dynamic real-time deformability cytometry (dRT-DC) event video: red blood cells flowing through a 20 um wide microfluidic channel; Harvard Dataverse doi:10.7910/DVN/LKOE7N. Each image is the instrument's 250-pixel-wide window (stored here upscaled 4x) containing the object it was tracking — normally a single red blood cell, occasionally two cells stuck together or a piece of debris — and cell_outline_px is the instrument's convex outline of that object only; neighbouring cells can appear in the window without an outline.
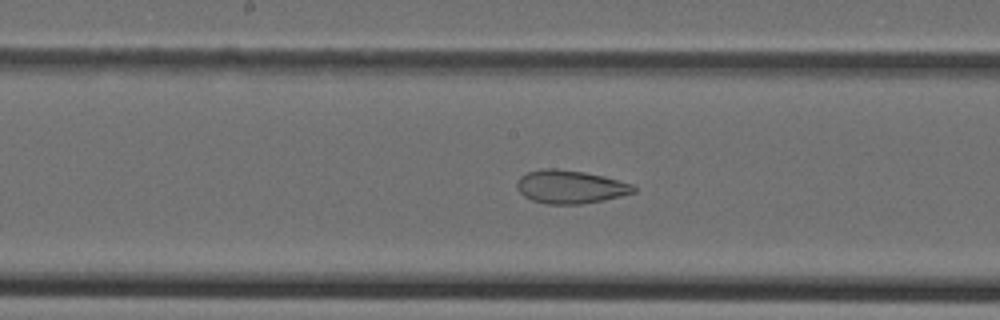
{"species": "Egyptian fruit bat (a non-hibernating species)", "species_latin": "Rousettus aegyptiacus", "temperature_condition": "cold", "stored_images_in_passage": 27, "camera_frame_rate_fps": 3000, "um_per_image_px": 0.085, "animal": {"sex": "female"}, "frame": {"image": 1, "passage_image": 10, "time_ms": 3.0, "image_size_px": [1000, 320], "cell_outline_px": [[636, 192], [604, 200], [580, 204], [544, 204], [532, 200], [524, 196], [516, 188], [516, 180], [520, 176], [528, 172], [544, 168], [556, 168], [584, 172], [604, 176], [636, 184]], "centroid_in_image_um": [48.48, 15.88], "position_along_channel_um": 199.7, "area_um2": 22.89}}
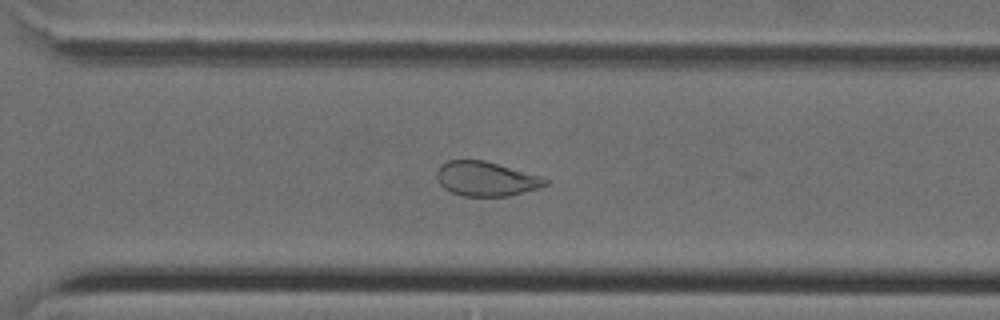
{"frame": {"image": 2, "passage_image": 19, "time_ms": 6.0, "image_size_px": [1000, 320], "cell_outline_px": [[548, 184], [540, 188], [508, 196], [460, 196], [444, 188], [440, 184], [436, 176], [436, 172], [440, 164], [448, 160], [484, 160], [540, 176], [548, 180]], "centroid_in_image_um": [41.29, 15.2], "position_along_channel_um": 329.3, "area_um2": 21.79}}
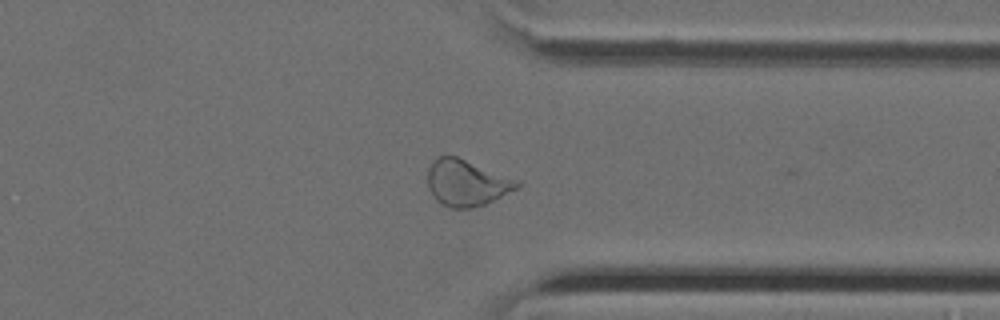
{"frame": {"image": 3, "passage_image": 22, "time_ms": 7.0, "image_size_px": [1000, 320], "cell_outline_px": [[520, 184], [516, 188], [484, 204], [472, 208], [452, 208], [440, 204], [432, 196], [428, 188], [428, 168], [432, 160], [436, 156], [456, 156], [520, 180]], "centroid_in_image_um": [39.61, 15.53], "position_along_channel_um": 371.8, "area_um2": 24.04}}